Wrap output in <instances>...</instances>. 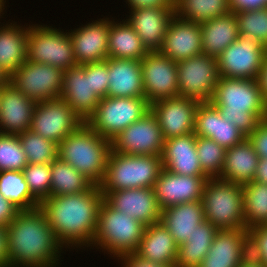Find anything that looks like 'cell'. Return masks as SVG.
<instances>
[{
    "mask_svg": "<svg viewBox=\"0 0 267 267\" xmlns=\"http://www.w3.org/2000/svg\"><path fill=\"white\" fill-rule=\"evenodd\" d=\"M117 259L121 261L120 263L123 265L121 267H175L174 265L161 264L141 258L135 252L120 255Z\"/></svg>",
    "mask_w": 267,
    "mask_h": 267,
    "instance_id": "47",
    "label": "cell"
},
{
    "mask_svg": "<svg viewBox=\"0 0 267 267\" xmlns=\"http://www.w3.org/2000/svg\"><path fill=\"white\" fill-rule=\"evenodd\" d=\"M198 105L199 102L181 96L160 99L150 104L164 140L194 132Z\"/></svg>",
    "mask_w": 267,
    "mask_h": 267,
    "instance_id": "16",
    "label": "cell"
},
{
    "mask_svg": "<svg viewBox=\"0 0 267 267\" xmlns=\"http://www.w3.org/2000/svg\"><path fill=\"white\" fill-rule=\"evenodd\" d=\"M259 156L252 143L245 138L241 143L226 150L220 179L244 185L255 178Z\"/></svg>",
    "mask_w": 267,
    "mask_h": 267,
    "instance_id": "29",
    "label": "cell"
},
{
    "mask_svg": "<svg viewBox=\"0 0 267 267\" xmlns=\"http://www.w3.org/2000/svg\"><path fill=\"white\" fill-rule=\"evenodd\" d=\"M207 176L174 174L162 168L155 182L154 191L161 210L185 202L202 199Z\"/></svg>",
    "mask_w": 267,
    "mask_h": 267,
    "instance_id": "19",
    "label": "cell"
},
{
    "mask_svg": "<svg viewBox=\"0 0 267 267\" xmlns=\"http://www.w3.org/2000/svg\"><path fill=\"white\" fill-rule=\"evenodd\" d=\"M22 148L31 164H51L58 158V144L28 130L18 135Z\"/></svg>",
    "mask_w": 267,
    "mask_h": 267,
    "instance_id": "39",
    "label": "cell"
},
{
    "mask_svg": "<svg viewBox=\"0 0 267 267\" xmlns=\"http://www.w3.org/2000/svg\"><path fill=\"white\" fill-rule=\"evenodd\" d=\"M196 150L202 172L208 178H219L224 165L226 149L213 139L196 136Z\"/></svg>",
    "mask_w": 267,
    "mask_h": 267,
    "instance_id": "40",
    "label": "cell"
},
{
    "mask_svg": "<svg viewBox=\"0 0 267 267\" xmlns=\"http://www.w3.org/2000/svg\"><path fill=\"white\" fill-rule=\"evenodd\" d=\"M161 160L162 167L174 174L206 176L200 167L194 132L165 140Z\"/></svg>",
    "mask_w": 267,
    "mask_h": 267,
    "instance_id": "26",
    "label": "cell"
},
{
    "mask_svg": "<svg viewBox=\"0 0 267 267\" xmlns=\"http://www.w3.org/2000/svg\"><path fill=\"white\" fill-rule=\"evenodd\" d=\"M37 102L8 82L0 94V133L19 135L28 131ZM3 129V130H2Z\"/></svg>",
    "mask_w": 267,
    "mask_h": 267,
    "instance_id": "23",
    "label": "cell"
},
{
    "mask_svg": "<svg viewBox=\"0 0 267 267\" xmlns=\"http://www.w3.org/2000/svg\"><path fill=\"white\" fill-rule=\"evenodd\" d=\"M211 103L246 138L267 117V103L255 79L220 77Z\"/></svg>",
    "mask_w": 267,
    "mask_h": 267,
    "instance_id": "3",
    "label": "cell"
},
{
    "mask_svg": "<svg viewBox=\"0 0 267 267\" xmlns=\"http://www.w3.org/2000/svg\"><path fill=\"white\" fill-rule=\"evenodd\" d=\"M162 168L161 156L127 155L111 149L99 187L103 195L109 191L154 188Z\"/></svg>",
    "mask_w": 267,
    "mask_h": 267,
    "instance_id": "5",
    "label": "cell"
},
{
    "mask_svg": "<svg viewBox=\"0 0 267 267\" xmlns=\"http://www.w3.org/2000/svg\"><path fill=\"white\" fill-rule=\"evenodd\" d=\"M239 34L258 40L267 47V7L236 12Z\"/></svg>",
    "mask_w": 267,
    "mask_h": 267,
    "instance_id": "41",
    "label": "cell"
},
{
    "mask_svg": "<svg viewBox=\"0 0 267 267\" xmlns=\"http://www.w3.org/2000/svg\"><path fill=\"white\" fill-rule=\"evenodd\" d=\"M239 267H265V266L249 257Z\"/></svg>",
    "mask_w": 267,
    "mask_h": 267,
    "instance_id": "54",
    "label": "cell"
},
{
    "mask_svg": "<svg viewBox=\"0 0 267 267\" xmlns=\"http://www.w3.org/2000/svg\"><path fill=\"white\" fill-rule=\"evenodd\" d=\"M160 221L179 246L188 240L195 227L206 221L202 201L185 202L163 209Z\"/></svg>",
    "mask_w": 267,
    "mask_h": 267,
    "instance_id": "28",
    "label": "cell"
},
{
    "mask_svg": "<svg viewBox=\"0 0 267 267\" xmlns=\"http://www.w3.org/2000/svg\"><path fill=\"white\" fill-rule=\"evenodd\" d=\"M111 141L82 123L58 145V158L70 164L94 185L104 179Z\"/></svg>",
    "mask_w": 267,
    "mask_h": 267,
    "instance_id": "4",
    "label": "cell"
},
{
    "mask_svg": "<svg viewBox=\"0 0 267 267\" xmlns=\"http://www.w3.org/2000/svg\"><path fill=\"white\" fill-rule=\"evenodd\" d=\"M229 12V0H175V15L198 24Z\"/></svg>",
    "mask_w": 267,
    "mask_h": 267,
    "instance_id": "37",
    "label": "cell"
},
{
    "mask_svg": "<svg viewBox=\"0 0 267 267\" xmlns=\"http://www.w3.org/2000/svg\"><path fill=\"white\" fill-rule=\"evenodd\" d=\"M201 25L176 15L170 20L159 52L175 62L203 53Z\"/></svg>",
    "mask_w": 267,
    "mask_h": 267,
    "instance_id": "22",
    "label": "cell"
},
{
    "mask_svg": "<svg viewBox=\"0 0 267 267\" xmlns=\"http://www.w3.org/2000/svg\"><path fill=\"white\" fill-rule=\"evenodd\" d=\"M178 96L210 103L219 81L217 58L200 54L177 62Z\"/></svg>",
    "mask_w": 267,
    "mask_h": 267,
    "instance_id": "10",
    "label": "cell"
},
{
    "mask_svg": "<svg viewBox=\"0 0 267 267\" xmlns=\"http://www.w3.org/2000/svg\"><path fill=\"white\" fill-rule=\"evenodd\" d=\"M9 23L0 25V68L10 77L27 60L28 25Z\"/></svg>",
    "mask_w": 267,
    "mask_h": 267,
    "instance_id": "31",
    "label": "cell"
},
{
    "mask_svg": "<svg viewBox=\"0 0 267 267\" xmlns=\"http://www.w3.org/2000/svg\"><path fill=\"white\" fill-rule=\"evenodd\" d=\"M141 69L144 96L150 104L178 96L177 62L159 51L148 52L141 60Z\"/></svg>",
    "mask_w": 267,
    "mask_h": 267,
    "instance_id": "15",
    "label": "cell"
},
{
    "mask_svg": "<svg viewBox=\"0 0 267 267\" xmlns=\"http://www.w3.org/2000/svg\"><path fill=\"white\" fill-rule=\"evenodd\" d=\"M247 138L259 158H267V119L262 120Z\"/></svg>",
    "mask_w": 267,
    "mask_h": 267,
    "instance_id": "46",
    "label": "cell"
},
{
    "mask_svg": "<svg viewBox=\"0 0 267 267\" xmlns=\"http://www.w3.org/2000/svg\"><path fill=\"white\" fill-rule=\"evenodd\" d=\"M104 195L98 185L78 194L50 196L39 208L46 215L57 241L65 248L90 247L97 231ZM73 246V247H72Z\"/></svg>",
    "mask_w": 267,
    "mask_h": 267,
    "instance_id": "1",
    "label": "cell"
},
{
    "mask_svg": "<svg viewBox=\"0 0 267 267\" xmlns=\"http://www.w3.org/2000/svg\"><path fill=\"white\" fill-rule=\"evenodd\" d=\"M257 2V9L267 7V0H256Z\"/></svg>",
    "mask_w": 267,
    "mask_h": 267,
    "instance_id": "56",
    "label": "cell"
},
{
    "mask_svg": "<svg viewBox=\"0 0 267 267\" xmlns=\"http://www.w3.org/2000/svg\"><path fill=\"white\" fill-rule=\"evenodd\" d=\"M201 201L205 220L218 230L245 229L243 185L209 178L204 184Z\"/></svg>",
    "mask_w": 267,
    "mask_h": 267,
    "instance_id": "7",
    "label": "cell"
},
{
    "mask_svg": "<svg viewBox=\"0 0 267 267\" xmlns=\"http://www.w3.org/2000/svg\"><path fill=\"white\" fill-rule=\"evenodd\" d=\"M141 258L161 263L176 264L178 245L161 221L146 226L143 237L135 252Z\"/></svg>",
    "mask_w": 267,
    "mask_h": 267,
    "instance_id": "30",
    "label": "cell"
},
{
    "mask_svg": "<svg viewBox=\"0 0 267 267\" xmlns=\"http://www.w3.org/2000/svg\"><path fill=\"white\" fill-rule=\"evenodd\" d=\"M0 193L20 211H30L40 206L31 194L22 171H0Z\"/></svg>",
    "mask_w": 267,
    "mask_h": 267,
    "instance_id": "36",
    "label": "cell"
},
{
    "mask_svg": "<svg viewBox=\"0 0 267 267\" xmlns=\"http://www.w3.org/2000/svg\"><path fill=\"white\" fill-rule=\"evenodd\" d=\"M164 141L159 123L150 110L114 137L111 148L127 155L161 156Z\"/></svg>",
    "mask_w": 267,
    "mask_h": 267,
    "instance_id": "14",
    "label": "cell"
},
{
    "mask_svg": "<svg viewBox=\"0 0 267 267\" xmlns=\"http://www.w3.org/2000/svg\"><path fill=\"white\" fill-rule=\"evenodd\" d=\"M194 134L213 139L226 150L246 138L233 123L223 118L211 102L199 103L195 113Z\"/></svg>",
    "mask_w": 267,
    "mask_h": 267,
    "instance_id": "25",
    "label": "cell"
},
{
    "mask_svg": "<svg viewBox=\"0 0 267 267\" xmlns=\"http://www.w3.org/2000/svg\"><path fill=\"white\" fill-rule=\"evenodd\" d=\"M218 229L209 221L195 227L186 242L178 246L175 267H197L208 254Z\"/></svg>",
    "mask_w": 267,
    "mask_h": 267,
    "instance_id": "34",
    "label": "cell"
},
{
    "mask_svg": "<svg viewBox=\"0 0 267 267\" xmlns=\"http://www.w3.org/2000/svg\"><path fill=\"white\" fill-rule=\"evenodd\" d=\"M126 21L134 28L149 52L162 47L170 20L175 16V8H138L131 10Z\"/></svg>",
    "mask_w": 267,
    "mask_h": 267,
    "instance_id": "24",
    "label": "cell"
},
{
    "mask_svg": "<svg viewBox=\"0 0 267 267\" xmlns=\"http://www.w3.org/2000/svg\"><path fill=\"white\" fill-rule=\"evenodd\" d=\"M9 82V76L0 68V87L5 86Z\"/></svg>",
    "mask_w": 267,
    "mask_h": 267,
    "instance_id": "55",
    "label": "cell"
},
{
    "mask_svg": "<svg viewBox=\"0 0 267 267\" xmlns=\"http://www.w3.org/2000/svg\"><path fill=\"white\" fill-rule=\"evenodd\" d=\"M249 257L267 267V227L257 225L248 229Z\"/></svg>",
    "mask_w": 267,
    "mask_h": 267,
    "instance_id": "44",
    "label": "cell"
},
{
    "mask_svg": "<svg viewBox=\"0 0 267 267\" xmlns=\"http://www.w3.org/2000/svg\"><path fill=\"white\" fill-rule=\"evenodd\" d=\"M201 25L203 54L218 57L240 35L237 17L229 12Z\"/></svg>",
    "mask_w": 267,
    "mask_h": 267,
    "instance_id": "32",
    "label": "cell"
},
{
    "mask_svg": "<svg viewBox=\"0 0 267 267\" xmlns=\"http://www.w3.org/2000/svg\"><path fill=\"white\" fill-rule=\"evenodd\" d=\"M107 97H145L141 60L108 57Z\"/></svg>",
    "mask_w": 267,
    "mask_h": 267,
    "instance_id": "27",
    "label": "cell"
},
{
    "mask_svg": "<svg viewBox=\"0 0 267 267\" xmlns=\"http://www.w3.org/2000/svg\"><path fill=\"white\" fill-rule=\"evenodd\" d=\"M245 229L267 221V184L252 181L243 185Z\"/></svg>",
    "mask_w": 267,
    "mask_h": 267,
    "instance_id": "38",
    "label": "cell"
},
{
    "mask_svg": "<svg viewBox=\"0 0 267 267\" xmlns=\"http://www.w3.org/2000/svg\"><path fill=\"white\" fill-rule=\"evenodd\" d=\"M82 123L69 104L58 98L37 102L29 130L59 145Z\"/></svg>",
    "mask_w": 267,
    "mask_h": 267,
    "instance_id": "13",
    "label": "cell"
},
{
    "mask_svg": "<svg viewBox=\"0 0 267 267\" xmlns=\"http://www.w3.org/2000/svg\"><path fill=\"white\" fill-rule=\"evenodd\" d=\"M27 60L63 71L77 66L68 32L44 24L28 26Z\"/></svg>",
    "mask_w": 267,
    "mask_h": 267,
    "instance_id": "9",
    "label": "cell"
},
{
    "mask_svg": "<svg viewBox=\"0 0 267 267\" xmlns=\"http://www.w3.org/2000/svg\"><path fill=\"white\" fill-rule=\"evenodd\" d=\"M149 51L143 45L134 28L126 21L110 20L108 57L142 60Z\"/></svg>",
    "mask_w": 267,
    "mask_h": 267,
    "instance_id": "33",
    "label": "cell"
},
{
    "mask_svg": "<svg viewBox=\"0 0 267 267\" xmlns=\"http://www.w3.org/2000/svg\"><path fill=\"white\" fill-rule=\"evenodd\" d=\"M0 267H8L7 227L0 226Z\"/></svg>",
    "mask_w": 267,
    "mask_h": 267,
    "instance_id": "50",
    "label": "cell"
},
{
    "mask_svg": "<svg viewBox=\"0 0 267 267\" xmlns=\"http://www.w3.org/2000/svg\"><path fill=\"white\" fill-rule=\"evenodd\" d=\"M31 194L41 203L50 197L51 171L50 164L28 163L22 170Z\"/></svg>",
    "mask_w": 267,
    "mask_h": 267,
    "instance_id": "43",
    "label": "cell"
},
{
    "mask_svg": "<svg viewBox=\"0 0 267 267\" xmlns=\"http://www.w3.org/2000/svg\"><path fill=\"white\" fill-rule=\"evenodd\" d=\"M104 200L115 210L149 226L161 219V207L155 196L154 188H131L109 191Z\"/></svg>",
    "mask_w": 267,
    "mask_h": 267,
    "instance_id": "17",
    "label": "cell"
},
{
    "mask_svg": "<svg viewBox=\"0 0 267 267\" xmlns=\"http://www.w3.org/2000/svg\"><path fill=\"white\" fill-rule=\"evenodd\" d=\"M20 210L0 193V226L7 227Z\"/></svg>",
    "mask_w": 267,
    "mask_h": 267,
    "instance_id": "48",
    "label": "cell"
},
{
    "mask_svg": "<svg viewBox=\"0 0 267 267\" xmlns=\"http://www.w3.org/2000/svg\"><path fill=\"white\" fill-rule=\"evenodd\" d=\"M4 6H6V0H0V18H2L1 17L2 15H4V12H3V10L5 9Z\"/></svg>",
    "mask_w": 267,
    "mask_h": 267,
    "instance_id": "57",
    "label": "cell"
},
{
    "mask_svg": "<svg viewBox=\"0 0 267 267\" xmlns=\"http://www.w3.org/2000/svg\"><path fill=\"white\" fill-rule=\"evenodd\" d=\"M62 81L60 68L28 60L9 77L11 84L36 102L60 98Z\"/></svg>",
    "mask_w": 267,
    "mask_h": 267,
    "instance_id": "12",
    "label": "cell"
},
{
    "mask_svg": "<svg viewBox=\"0 0 267 267\" xmlns=\"http://www.w3.org/2000/svg\"><path fill=\"white\" fill-rule=\"evenodd\" d=\"M267 47L247 35L238 38L217 57L220 77L257 80Z\"/></svg>",
    "mask_w": 267,
    "mask_h": 267,
    "instance_id": "11",
    "label": "cell"
},
{
    "mask_svg": "<svg viewBox=\"0 0 267 267\" xmlns=\"http://www.w3.org/2000/svg\"><path fill=\"white\" fill-rule=\"evenodd\" d=\"M27 164L18 135L0 133V171H22Z\"/></svg>",
    "mask_w": 267,
    "mask_h": 267,
    "instance_id": "42",
    "label": "cell"
},
{
    "mask_svg": "<svg viewBox=\"0 0 267 267\" xmlns=\"http://www.w3.org/2000/svg\"><path fill=\"white\" fill-rule=\"evenodd\" d=\"M8 267L59 266L64 248L40 208L20 211L7 226Z\"/></svg>",
    "mask_w": 267,
    "mask_h": 267,
    "instance_id": "2",
    "label": "cell"
},
{
    "mask_svg": "<svg viewBox=\"0 0 267 267\" xmlns=\"http://www.w3.org/2000/svg\"><path fill=\"white\" fill-rule=\"evenodd\" d=\"M253 181L267 184V158H259Z\"/></svg>",
    "mask_w": 267,
    "mask_h": 267,
    "instance_id": "53",
    "label": "cell"
},
{
    "mask_svg": "<svg viewBox=\"0 0 267 267\" xmlns=\"http://www.w3.org/2000/svg\"><path fill=\"white\" fill-rule=\"evenodd\" d=\"M149 111L150 103L145 97H104L86 124L111 141Z\"/></svg>",
    "mask_w": 267,
    "mask_h": 267,
    "instance_id": "8",
    "label": "cell"
},
{
    "mask_svg": "<svg viewBox=\"0 0 267 267\" xmlns=\"http://www.w3.org/2000/svg\"><path fill=\"white\" fill-rule=\"evenodd\" d=\"M110 18L95 20L68 31L77 65L105 61L108 58Z\"/></svg>",
    "mask_w": 267,
    "mask_h": 267,
    "instance_id": "20",
    "label": "cell"
},
{
    "mask_svg": "<svg viewBox=\"0 0 267 267\" xmlns=\"http://www.w3.org/2000/svg\"><path fill=\"white\" fill-rule=\"evenodd\" d=\"M86 75H91L92 90L100 99L107 97L109 87L108 58L105 61L85 63Z\"/></svg>",
    "mask_w": 267,
    "mask_h": 267,
    "instance_id": "45",
    "label": "cell"
},
{
    "mask_svg": "<svg viewBox=\"0 0 267 267\" xmlns=\"http://www.w3.org/2000/svg\"><path fill=\"white\" fill-rule=\"evenodd\" d=\"M248 258L247 229L218 230L208 254L197 267H239Z\"/></svg>",
    "mask_w": 267,
    "mask_h": 267,
    "instance_id": "18",
    "label": "cell"
},
{
    "mask_svg": "<svg viewBox=\"0 0 267 267\" xmlns=\"http://www.w3.org/2000/svg\"><path fill=\"white\" fill-rule=\"evenodd\" d=\"M229 8L231 12L257 10L256 0H229Z\"/></svg>",
    "mask_w": 267,
    "mask_h": 267,
    "instance_id": "51",
    "label": "cell"
},
{
    "mask_svg": "<svg viewBox=\"0 0 267 267\" xmlns=\"http://www.w3.org/2000/svg\"><path fill=\"white\" fill-rule=\"evenodd\" d=\"M50 196L78 194L89 190L94 184L67 162L57 158L50 164Z\"/></svg>",
    "mask_w": 267,
    "mask_h": 267,
    "instance_id": "35",
    "label": "cell"
},
{
    "mask_svg": "<svg viewBox=\"0 0 267 267\" xmlns=\"http://www.w3.org/2000/svg\"><path fill=\"white\" fill-rule=\"evenodd\" d=\"M130 10L138 8H175V0H126ZM128 2V3H127Z\"/></svg>",
    "mask_w": 267,
    "mask_h": 267,
    "instance_id": "49",
    "label": "cell"
},
{
    "mask_svg": "<svg viewBox=\"0 0 267 267\" xmlns=\"http://www.w3.org/2000/svg\"><path fill=\"white\" fill-rule=\"evenodd\" d=\"M60 98L69 104L83 123L94 114L101 99L93 93L91 75H86L84 64L63 71Z\"/></svg>",
    "mask_w": 267,
    "mask_h": 267,
    "instance_id": "21",
    "label": "cell"
},
{
    "mask_svg": "<svg viewBox=\"0 0 267 267\" xmlns=\"http://www.w3.org/2000/svg\"><path fill=\"white\" fill-rule=\"evenodd\" d=\"M146 225L102 201L98 213L97 231L93 247L102 249L114 259L126 253L136 252ZM113 255V256H112Z\"/></svg>",
    "mask_w": 267,
    "mask_h": 267,
    "instance_id": "6",
    "label": "cell"
},
{
    "mask_svg": "<svg viewBox=\"0 0 267 267\" xmlns=\"http://www.w3.org/2000/svg\"><path fill=\"white\" fill-rule=\"evenodd\" d=\"M257 82L261 89L262 97L264 101L267 103V54L265 56L263 66L259 71Z\"/></svg>",
    "mask_w": 267,
    "mask_h": 267,
    "instance_id": "52",
    "label": "cell"
}]
</instances>
